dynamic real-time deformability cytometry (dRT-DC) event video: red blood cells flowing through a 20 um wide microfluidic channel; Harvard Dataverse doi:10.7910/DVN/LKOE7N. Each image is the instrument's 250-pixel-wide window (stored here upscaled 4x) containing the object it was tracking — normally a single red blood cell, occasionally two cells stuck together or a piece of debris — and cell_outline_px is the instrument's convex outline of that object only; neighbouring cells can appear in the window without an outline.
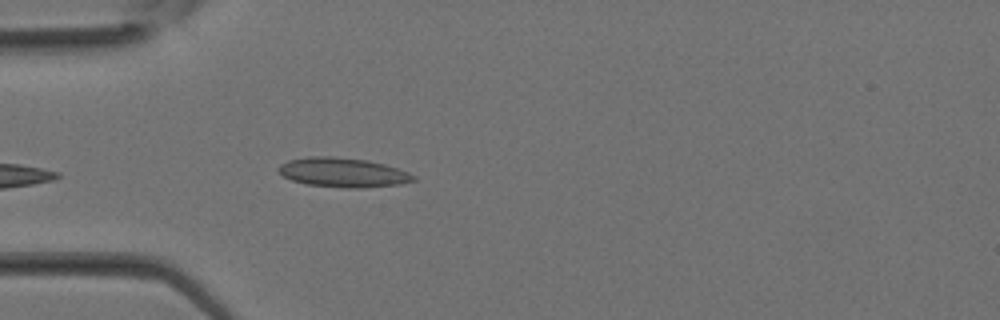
{"species": "Egyptian fruit bat (a non-hibernating species)", "species_latin": "Rousettus aegyptiacus", "temperature_condition": "room temperature", "stored_images_in_passage": 24, "camera_frame_rate_fps": 3000, "um_per_image_px": 0.085, "animal": {"sex": "female"}, "frame": {"image": 1, "passage_image": 2, "time_ms": 0.333, "image_size_px": [1000, 320], "cell_outline_px": [[416, 180], [400, 184], [360, 188], [344, 188], [308, 184], [292, 180], [284, 176], [276, 168], [280, 164], [288, 160], [308, 156], [332, 156], [368, 160], [384, 164], [408, 172], [416, 176]], "centroid_in_image_um": [29.14, 14.65], "position_along_channel_um": 55.9, "area_um2": 23.12}}
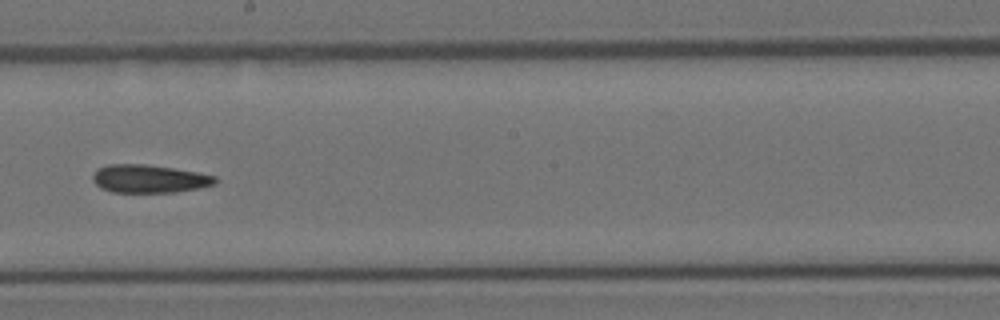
{"frame": {"image": 2, "passage_image": 11, "time_ms": 3.333, "image_size_px": [1000, 320], "cell_outline_px": [[216, 184], [200, 188], [176, 192], [112, 192], [100, 188], [92, 180], [92, 176], [100, 168], [108, 164], [148, 164], [196, 172], [216, 176]], "centroid_in_image_um": [12.69, 15.2], "position_along_channel_um": 235.5, "area_um2": 20.0}}
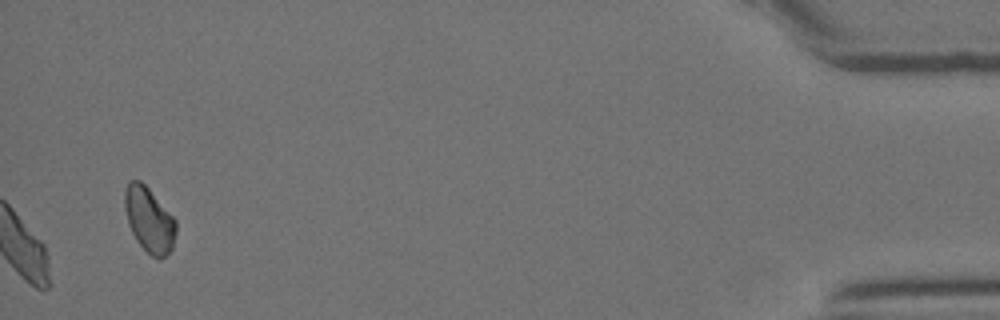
{"frame": {"image": 3, "passage_image": 24, "time_ms": 7.667, "image_size_px": [1000, 320], "cell_outline_px": [[176, 232], [172, 248], [160, 260], [156, 260], [136, 240], [128, 224], [124, 208], [124, 188], [128, 180], [140, 180], [148, 188], [176, 220]], "centroid_in_image_um": [12.65, 18.67], "position_along_channel_um": 422.5, "area_um2": 19.42}}